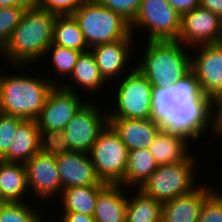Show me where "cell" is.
Instances as JSON below:
<instances>
[{
	"instance_id": "6da1fadb",
	"label": "cell",
	"mask_w": 222,
	"mask_h": 222,
	"mask_svg": "<svg viewBox=\"0 0 222 222\" xmlns=\"http://www.w3.org/2000/svg\"><path fill=\"white\" fill-rule=\"evenodd\" d=\"M214 108L215 101L202 93L192 71L172 85L153 88L152 119L162 129L190 140L200 138L209 127L216 137Z\"/></svg>"
},
{
	"instance_id": "7a4b0ae2",
	"label": "cell",
	"mask_w": 222,
	"mask_h": 222,
	"mask_svg": "<svg viewBox=\"0 0 222 222\" xmlns=\"http://www.w3.org/2000/svg\"><path fill=\"white\" fill-rule=\"evenodd\" d=\"M55 20L56 15L36 6L24 10L8 45L0 53L11 64L9 67L20 70L45 56L52 44Z\"/></svg>"
},
{
	"instance_id": "3957f363",
	"label": "cell",
	"mask_w": 222,
	"mask_h": 222,
	"mask_svg": "<svg viewBox=\"0 0 222 222\" xmlns=\"http://www.w3.org/2000/svg\"><path fill=\"white\" fill-rule=\"evenodd\" d=\"M17 73L6 76L0 73V113L36 120L49 92L54 85H59V80Z\"/></svg>"
},
{
	"instance_id": "277c9868",
	"label": "cell",
	"mask_w": 222,
	"mask_h": 222,
	"mask_svg": "<svg viewBox=\"0 0 222 222\" xmlns=\"http://www.w3.org/2000/svg\"><path fill=\"white\" fill-rule=\"evenodd\" d=\"M145 47L135 64L153 88L172 85L191 71L190 53L177 40L148 41Z\"/></svg>"
},
{
	"instance_id": "5b68a950",
	"label": "cell",
	"mask_w": 222,
	"mask_h": 222,
	"mask_svg": "<svg viewBox=\"0 0 222 222\" xmlns=\"http://www.w3.org/2000/svg\"><path fill=\"white\" fill-rule=\"evenodd\" d=\"M72 16L78 22L89 48L122 39H134L130 23L98 0H85Z\"/></svg>"
},
{
	"instance_id": "8992f818",
	"label": "cell",
	"mask_w": 222,
	"mask_h": 222,
	"mask_svg": "<svg viewBox=\"0 0 222 222\" xmlns=\"http://www.w3.org/2000/svg\"><path fill=\"white\" fill-rule=\"evenodd\" d=\"M196 156L176 164L158 165L157 169L138 189L146 196L163 204L195 189ZM195 168V169H194Z\"/></svg>"
},
{
	"instance_id": "52a82bcc",
	"label": "cell",
	"mask_w": 222,
	"mask_h": 222,
	"mask_svg": "<svg viewBox=\"0 0 222 222\" xmlns=\"http://www.w3.org/2000/svg\"><path fill=\"white\" fill-rule=\"evenodd\" d=\"M90 99L68 122L60 135L52 142L66 151L89 153L99 133L108 124L107 112ZM106 113V114H105Z\"/></svg>"
},
{
	"instance_id": "ba28073f",
	"label": "cell",
	"mask_w": 222,
	"mask_h": 222,
	"mask_svg": "<svg viewBox=\"0 0 222 222\" xmlns=\"http://www.w3.org/2000/svg\"><path fill=\"white\" fill-rule=\"evenodd\" d=\"M115 89L116 110L107 114L108 119H149L152 118L153 86L132 64L130 73ZM117 104V105H116Z\"/></svg>"
},
{
	"instance_id": "9c48e42d",
	"label": "cell",
	"mask_w": 222,
	"mask_h": 222,
	"mask_svg": "<svg viewBox=\"0 0 222 222\" xmlns=\"http://www.w3.org/2000/svg\"><path fill=\"white\" fill-rule=\"evenodd\" d=\"M89 155L96 175L102 182H122L127 167L128 150L109 124L99 133Z\"/></svg>"
},
{
	"instance_id": "30bf717a",
	"label": "cell",
	"mask_w": 222,
	"mask_h": 222,
	"mask_svg": "<svg viewBox=\"0 0 222 222\" xmlns=\"http://www.w3.org/2000/svg\"><path fill=\"white\" fill-rule=\"evenodd\" d=\"M86 102L78 92L54 85L36 118L42 137L48 143L53 142Z\"/></svg>"
},
{
	"instance_id": "8fae6325",
	"label": "cell",
	"mask_w": 222,
	"mask_h": 222,
	"mask_svg": "<svg viewBox=\"0 0 222 222\" xmlns=\"http://www.w3.org/2000/svg\"><path fill=\"white\" fill-rule=\"evenodd\" d=\"M180 22L181 15L167 0H142L134 20L130 23V29L132 35L135 33L133 30L144 29L142 31L147 32V41L177 40Z\"/></svg>"
},
{
	"instance_id": "7c38bea8",
	"label": "cell",
	"mask_w": 222,
	"mask_h": 222,
	"mask_svg": "<svg viewBox=\"0 0 222 222\" xmlns=\"http://www.w3.org/2000/svg\"><path fill=\"white\" fill-rule=\"evenodd\" d=\"M28 190L43 202L53 196L61 195L62 187L59 178L56 146L48 143L25 164Z\"/></svg>"
},
{
	"instance_id": "4fadbf2b",
	"label": "cell",
	"mask_w": 222,
	"mask_h": 222,
	"mask_svg": "<svg viewBox=\"0 0 222 222\" xmlns=\"http://www.w3.org/2000/svg\"><path fill=\"white\" fill-rule=\"evenodd\" d=\"M222 19L201 6L181 15L177 41L189 47L220 43Z\"/></svg>"
},
{
	"instance_id": "5bb4252c",
	"label": "cell",
	"mask_w": 222,
	"mask_h": 222,
	"mask_svg": "<svg viewBox=\"0 0 222 222\" xmlns=\"http://www.w3.org/2000/svg\"><path fill=\"white\" fill-rule=\"evenodd\" d=\"M191 57V71L196 76L204 95L216 101L222 95V43L204 44ZM200 48V49H199Z\"/></svg>"
},
{
	"instance_id": "9a60e30c",
	"label": "cell",
	"mask_w": 222,
	"mask_h": 222,
	"mask_svg": "<svg viewBox=\"0 0 222 222\" xmlns=\"http://www.w3.org/2000/svg\"><path fill=\"white\" fill-rule=\"evenodd\" d=\"M56 161L62 190L107 185L96 175L89 153L66 151L56 146Z\"/></svg>"
},
{
	"instance_id": "2e32d148",
	"label": "cell",
	"mask_w": 222,
	"mask_h": 222,
	"mask_svg": "<svg viewBox=\"0 0 222 222\" xmlns=\"http://www.w3.org/2000/svg\"><path fill=\"white\" fill-rule=\"evenodd\" d=\"M133 39H122L113 43L99 44L90 48L95 57L96 64L99 68L101 76L106 82L110 83L115 78L126 73V63L129 62L132 54ZM125 70V73H124Z\"/></svg>"
},
{
	"instance_id": "e0dca14e",
	"label": "cell",
	"mask_w": 222,
	"mask_h": 222,
	"mask_svg": "<svg viewBox=\"0 0 222 222\" xmlns=\"http://www.w3.org/2000/svg\"><path fill=\"white\" fill-rule=\"evenodd\" d=\"M214 190L201 183L189 193L163 203L161 222H198L204 200Z\"/></svg>"
},
{
	"instance_id": "ac0fdd59",
	"label": "cell",
	"mask_w": 222,
	"mask_h": 222,
	"mask_svg": "<svg viewBox=\"0 0 222 222\" xmlns=\"http://www.w3.org/2000/svg\"><path fill=\"white\" fill-rule=\"evenodd\" d=\"M108 124L118 134L128 151L148 149L162 129L152 118L108 119Z\"/></svg>"
},
{
	"instance_id": "d6986e66",
	"label": "cell",
	"mask_w": 222,
	"mask_h": 222,
	"mask_svg": "<svg viewBox=\"0 0 222 222\" xmlns=\"http://www.w3.org/2000/svg\"><path fill=\"white\" fill-rule=\"evenodd\" d=\"M47 144L36 120H23L17 127L8 152L0 160L25 164Z\"/></svg>"
},
{
	"instance_id": "ffe728a7",
	"label": "cell",
	"mask_w": 222,
	"mask_h": 222,
	"mask_svg": "<svg viewBox=\"0 0 222 222\" xmlns=\"http://www.w3.org/2000/svg\"><path fill=\"white\" fill-rule=\"evenodd\" d=\"M190 139L184 134L161 129L148 150L158 165L176 164L190 156Z\"/></svg>"
},
{
	"instance_id": "44dd1931",
	"label": "cell",
	"mask_w": 222,
	"mask_h": 222,
	"mask_svg": "<svg viewBox=\"0 0 222 222\" xmlns=\"http://www.w3.org/2000/svg\"><path fill=\"white\" fill-rule=\"evenodd\" d=\"M123 188L126 187L121 184H107L99 192L93 213L95 222H126L128 189Z\"/></svg>"
},
{
	"instance_id": "7402d4cb",
	"label": "cell",
	"mask_w": 222,
	"mask_h": 222,
	"mask_svg": "<svg viewBox=\"0 0 222 222\" xmlns=\"http://www.w3.org/2000/svg\"><path fill=\"white\" fill-rule=\"evenodd\" d=\"M69 80L68 82L67 80L62 83L60 82L59 85L65 89L74 91L75 93L78 91L76 90L77 86H79V90L80 88H83L82 90H87V92L89 91V94L93 92L92 94L94 95V93H96L99 89L101 92L106 81L101 76L95 57L90 49L88 51L81 52Z\"/></svg>"
},
{
	"instance_id": "603a6c76",
	"label": "cell",
	"mask_w": 222,
	"mask_h": 222,
	"mask_svg": "<svg viewBox=\"0 0 222 222\" xmlns=\"http://www.w3.org/2000/svg\"><path fill=\"white\" fill-rule=\"evenodd\" d=\"M28 192L25 165L0 160V195L2 201L27 202L24 195Z\"/></svg>"
},
{
	"instance_id": "cb8c5ba5",
	"label": "cell",
	"mask_w": 222,
	"mask_h": 222,
	"mask_svg": "<svg viewBox=\"0 0 222 222\" xmlns=\"http://www.w3.org/2000/svg\"><path fill=\"white\" fill-rule=\"evenodd\" d=\"M158 164L148 149L128 151L124 179L120 183L128 189H138L157 169ZM133 188H130V187Z\"/></svg>"
},
{
	"instance_id": "d4e9b609",
	"label": "cell",
	"mask_w": 222,
	"mask_h": 222,
	"mask_svg": "<svg viewBox=\"0 0 222 222\" xmlns=\"http://www.w3.org/2000/svg\"><path fill=\"white\" fill-rule=\"evenodd\" d=\"M105 186H82L70 187L62 190L60 198V206L62 212H76L84 215L93 216L96 201L99 192Z\"/></svg>"
},
{
	"instance_id": "484cf974",
	"label": "cell",
	"mask_w": 222,
	"mask_h": 222,
	"mask_svg": "<svg viewBox=\"0 0 222 222\" xmlns=\"http://www.w3.org/2000/svg\"><path fill=\"white\" fill-rule=\"evenodd\" d=\"M52 44L85 52L88 47L78 22L72 15L56 16L53 26Z\"/></svg>"
},
{
	"instance_id": "4316f807",
	"label": "cell",
	"mask_w": 222,
	"mask_h": 222,
	"mask_svg": "<svg viewBox=\"0 0 222 222\" xmlns=\"http://www.w3.org/2000/svg\"><path fill=\"white\" fill-rule=\"evenodd\" d=\"M136 190L127 197L126 222H161L162 204Z\"/></svg>"
},
{
	"instance_id": "83f0119b",
	"label": "cell",
	"mask_w": 222,
	"mask_h": 222,
	"mask_svg": "<svg viewBox=\"0 0 222 222\" xmlns=\"http://www.w3.org/2000/svg\"><path fill=\"white\" fill-rule=\"evenodd\" d=\"M28 202H4L0 204V222H38L43 216L39 209ZM31 206V207H30ZM39 211V212H38Z\"/></svg>"
},
{
	"instance_id": "f1b7e54d",
	"label": "cell",
	"mask_w": 222,
	"mask_h": 222,
	"mask_svg": "<svg viewBox=\"0 0 222 222\" xmlns=\"http://www.w3.org/2000/svg\"><path fill=\"white\" fill-rule=\"evenodd\" d=\"M47 54L52 56L50 60L52 59V66H54L53 71L65 80L72 74L81 52L51 44L46 50L45 56Z\"/></svg>"
},
{
	"instance_id": "f546056e",
	"label": "cell",
	"mask_w": 222,
	"mask_h": 222,
	"mask_svg": "<svg viewBox=\"0 0 222 222\" xmlns=\"http://www.w3.org/2000/svg\"><path fill=\"white\" fill-rule=\"evenodd\" d=\"M25 9L23 5L0 8V53L8 45Z\"/></svg>"
},
{
	"instance_id": "4dcf8cb0",
	"label": "cell",
	"mask_w": 222,
	"mask_h": 222,
	"mask_svg": "<svg viewBox=\"0 0 222 222\" xmlns=\"http://www.w3.org/2000/svg\"><path fill=\"white\" fill-rule=\"evenodd\" d=\"M23 118L0 113V159L8 152L11 142Z\"/></svg>"
},
{
	"instance_id": "1f68e13d",
	"label": "cell",
	"mask_w": 222,
	"mask_h": 222,
	"mask_svg": "<svg viewBox=\"0 0 222 222\" xmlns=\"http://www.w3.org/2000/svg\"><path fill=\"white\" fill-rule=\"evenodd\" d=\"M198 222H222V192L220 190L215 189L204 200Z\"/></svg>"
},
{
	"instance_id": "d6a6232c",
	"label": "cell",
	"mask_w": 222,
	"mask_h": 222,
	"mask_svg": "<svg viewBox=\"0 0 222 222\" xmlns=\"http://www.w3.org/2000/svg\"><path fill=\"white\" fill-rule=\"evenodd\" d=\"M85 0H37L36 7L56 16L72 15Z\"/></svg>"
},
{
	"instance_id": "836d02e7",
	"label": "cell",
	"mask_w": 222,
	"mask_h": 222,
	"mask_svg": "<svg viewBox=\"0 0 222 222\" xmlns=\"http://www.w3.org/2000/svg\"><path fill=\"white\" fill-rule=\"evenodd\" d=\"M104 7L111 9L131 23L140 7L142 0H98Z\"/></svg>"
},
{
	"instance_id": "e575fe53",
	"label": "cell",
	"mask_w": 222,
	"mask_h": 222,
	"mask_svg": "<svg viewBox=\"0 0 222 222\" xmlns=\"http://www.w3.org/2000/svg\"><path fill=\"white\" fill-rule=\"evenodd\" d=\"M167 2L180 14L189 12L200 6V0H167Z\"/></svg>"
},
{
	"instance_id": "d590c367",
	"label": "cell",
	"mask_w": 222,
	"mask_h": 222,
	"mask_svg": "<svg viewBox=\"0 0 222 222\" xmlns=\"http://www.w3.org/2000/svg\"><path fill=\"white\" fill-rule=\"evenodd\" d=\"M61 222H95L93 216L76 212H62Z\"/></svg>"
},
{
	"instance_id": "8d00e7d4",
	"label": "cell",
	"mask_w": 222,
	"mask_h": 222,
	"mask_svg": "<svg viewBox=\"0 0 222 222\" xmlns=\"http://www.w3.org/2000/svg\"><path fill=\"white\" fill-rule=\"evenodd\" d=\"M200 6L222 19V0H200Z\"/></svg>"
},
{
	"instance_id": "74e56055",
	"label": "cell",
	"mask_w": 222,
	"mask_h": 222,
	"mask_svg": "<svg viewBox=\"0 0 222 222\" xmlns=\"http://www.w3.org/2000/svg\"><path fill=\"white\" fill-rule=\"evenodd\" d=\"M215 126L217 136L222 137V95L215 101Z\"/></svg>"
},
{
	"instance_id": "f35d334b",
	"label": "cell",
	"mask_w": 222,
	"mask_h": 222,
	"mask_svg": "<svg viewBox=\"0 0 222 222\" xmlns=\"http://www.w3.org/2000/svg\"><path fill=\"white\" fill-rule=\"evenodd\" d=\"M20 5H23L25 8L35 7L37 0H16Z\"/></svg>"
},
{
	"instance_id": "ab89813d",
	"label": "cell",
	"mask_w": 222,
	"mask_h": 222,
	"mask_svg": "<svg viewBox=\"0 0 222 222\" xmlns=\"http://www.w3.org/2000/svg\"><path fill=\"white\" fill-rule=\"evenodd\" d=\"M20 5L16 0H0V8Z\"/></svg>"
},
{
	"instance_id": "60d3db41",
	"label": "cell",
	"mask_w": 222,
	"mask_h": 222,
	"mask_svg": "<svg viewBox=\"0 0 222 222\" xmlns=\"http://www.w3.org/2000/svg\"><path fill=\"white\" fill-rule=\"evenodd\" d=\"M45 218H41L38 222H46V220H44Z\"/></svg>"
},
{
	"instance_id": "b9f144b4",
	"label": "cell",
	"mask_w": 222,
	"mask_h": 222,
	"mask_svg": "<svg viewBox=\"0 0 222 222\" xmlns=\"http://www.w3.org/2000/svg\"><path fill=\"white\" fill-rule=\"evenodd\" d=\"M1 203H4V202L2 201V199H1V195H0V204H1Z\"/></svg>"
}]
</instances>
